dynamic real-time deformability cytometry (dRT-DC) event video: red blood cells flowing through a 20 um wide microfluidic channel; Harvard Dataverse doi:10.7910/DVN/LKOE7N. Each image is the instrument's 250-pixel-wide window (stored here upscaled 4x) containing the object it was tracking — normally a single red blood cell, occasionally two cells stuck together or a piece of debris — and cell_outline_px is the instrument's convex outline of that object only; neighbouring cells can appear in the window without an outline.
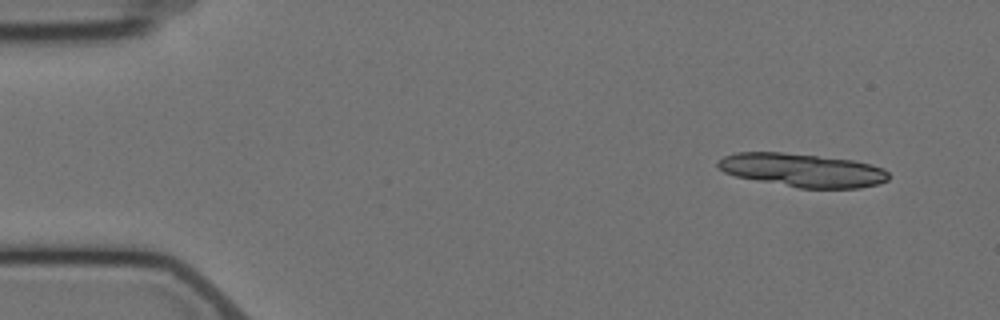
{"species": "Egyptian fruit bat (a non-hibernating species)", "species_latin": "Rousettus aegyptiacus", "temperature_condition": "cold", "stored_images_in_passage": 10, "camera_frame_rate_fps": 3000, "um_per_image_px": 0.085, "animal": {"sex": "female"}, "frame": {"image": 1, "passage_image": 1, "time_ms": 0.0, "image_size_px": [1000, 320], "cell_outline_px": [[888, 180], [876, 184], [860, 188], [800, 188], [736, 176], [724, 172], [716, 164], [724, 156], [736, 152], [784, 152], [852, 160], [872, 164], [884, 168], [888, 172]], "centroid_in_image_um": [68.23, 14.46], "position_along_channel_um": 16.8, "area_um2": 33.06}}
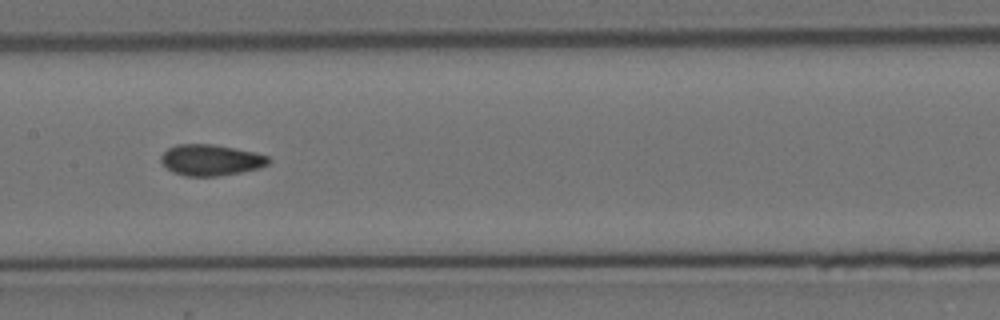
{"frame": {"image": 2, "passage_image": 7, "time_ms": 8.0, "image_size_px": [1000, 320], "cell_outline_px": [[272, 160], [268, 164], [260, 168], [220, 176], [184, 176], [172, 172], [160, 160], [160, 156], [168, 148], [176, 144], [212, 144], [256, 152], [268, 156]], "centroid_in_image_um": [17.93, 13.6], "position_along_channel_um": 189.5, "area_um2": 19.59}}
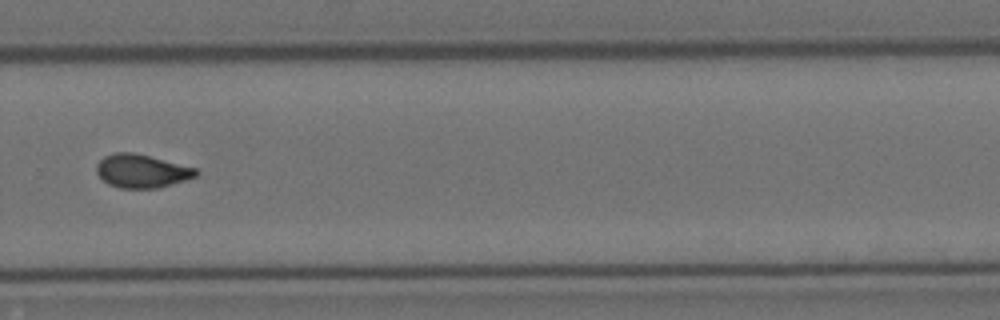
{"frame": {"image": 3, "passage_image": 10, "time_ms": 11.667, "image_size_px": [1000, 320], "cell_outline_px": [[200, 172], [196, 176], [184, 180], [156, 188], [120, 188], [108, 184], [96, 172], [96, 164], [104, 156], [116, 152], [132, 152], [196, 168]], "centroid_in_image_um": [12.02, 14.53], "position_along_channel_um": 317.8, "area_um2": 19.07}}